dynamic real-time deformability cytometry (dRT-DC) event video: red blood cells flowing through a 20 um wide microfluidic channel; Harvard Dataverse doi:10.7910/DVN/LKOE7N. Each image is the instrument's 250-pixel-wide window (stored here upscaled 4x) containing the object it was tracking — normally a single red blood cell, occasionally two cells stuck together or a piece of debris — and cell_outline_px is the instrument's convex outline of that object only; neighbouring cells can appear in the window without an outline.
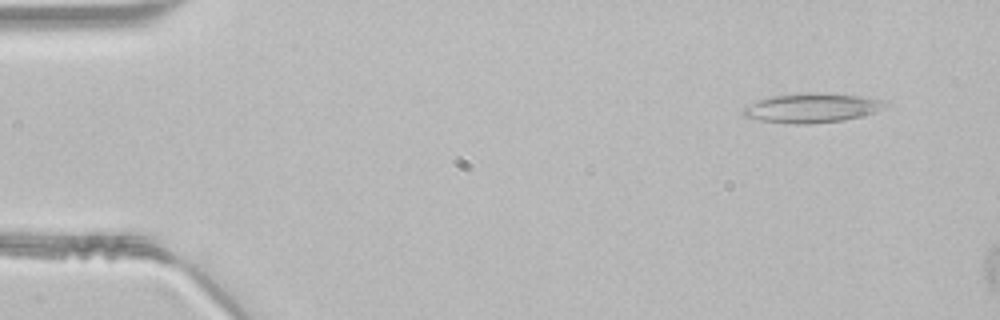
{"species": "common noctule bat (a hibernating species)", "species_latin": "Nyctalus noctula", "temperature_condition": "room temperature", "stored_images_in_passage": 8, "camera_frame_rate_fps": 3000, "um_per_image_px": 0.085, "animal": {"sex": "male", "body_mass_g": 21.5, "forearm_length_mm": 52.0}, "frame": {"image": 1, "passage_image": 4, "time_ms": 1.0, "image_size_px": [1000, 320], "cell_outline_px": [[888, 104], [884, 108], [860, 116], [844, 120], [808, 124], [796, 124], [760, 120], [744, 116], [744, 108], [768, 96], [864, 96], [884, 100]], "centroid_in_image_um": [69.04, 9.23], "position_along_channel_um": 16.0, "area_um2": 22.6}}